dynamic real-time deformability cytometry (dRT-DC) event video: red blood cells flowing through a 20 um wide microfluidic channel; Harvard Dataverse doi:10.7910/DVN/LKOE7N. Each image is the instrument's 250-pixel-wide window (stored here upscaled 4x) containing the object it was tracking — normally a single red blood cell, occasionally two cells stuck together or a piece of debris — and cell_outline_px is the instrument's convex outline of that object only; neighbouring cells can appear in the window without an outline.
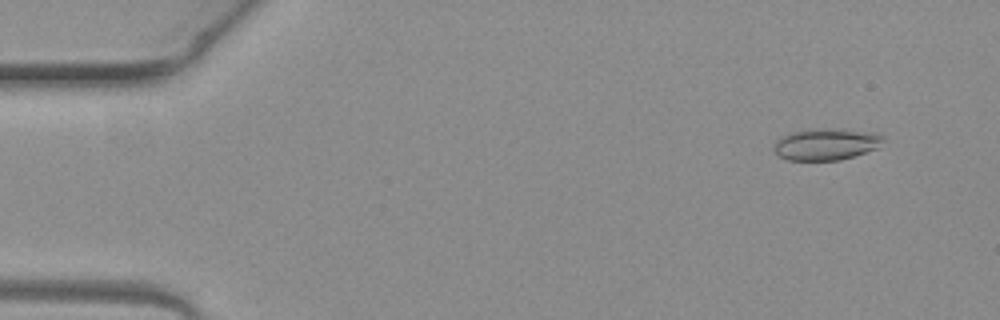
{"species": "common noctule bat (a hibernating species)", "species_latin": "Nyctalus noctula", "temperature_condition": "warm", "stored_images_in_passage": 3, "camera_frame_rate_fps": 3000, "um_per_image_px": 0.085, "animal": {"sex": "female", "body_mass_g": 19.3, "forearm_length_mm": 54.1}, "frame": {"image": 1, "passage_image": 1, "time_ms": 0.0, "image_size_px": [1000, 320], "cell_outline_px": [[884, 136], [876, 148], [840, 160], [788, 160], [780, 156], [772, 148], [776, 140], [780, 136], [792, 132], [808, 128], [820, 128], [876, 132]], "centroid_in_image_um": [70.15, 12.24], "position_along_channel_um": 14.8, "area_um2": 20.06}}